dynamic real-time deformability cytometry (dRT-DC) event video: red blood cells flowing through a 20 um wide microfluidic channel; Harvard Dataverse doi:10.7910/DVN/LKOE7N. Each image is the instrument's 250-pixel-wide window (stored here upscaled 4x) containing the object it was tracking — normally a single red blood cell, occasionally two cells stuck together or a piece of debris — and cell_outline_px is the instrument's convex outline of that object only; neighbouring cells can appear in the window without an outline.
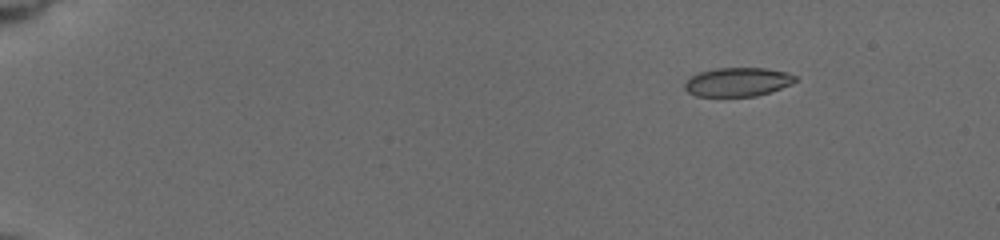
{"species": "common noctule bat (a hibernating species)", "species_latin": "Nyctalus noctula", "temperature_condition": "cold", "stored_images_in_passage": 50, "camera_frame_rate_fps": 3000, "um_per_image_px": 0.085, "animal": {"sex": "female", "body_mass_g": 19.5, "forearm_length_mm": 54.1}, "frame": {"image": 1, "passage_image": 1, "time_ms": 0.0, "image_size_px": [1000, 240], "cell_outline_px": [[796, 80], [792, 84], [756, 96], [696, 96], [688, 92], [684, 88], [684, 84], [692, 76], [700, 72], [716, 68], [764, 68], [788, 72], [796, 76]], "centroid_in_image_um": [62.71, 6.96], "position_along_channel_um": 22.3, "area_um2": 18.44}}
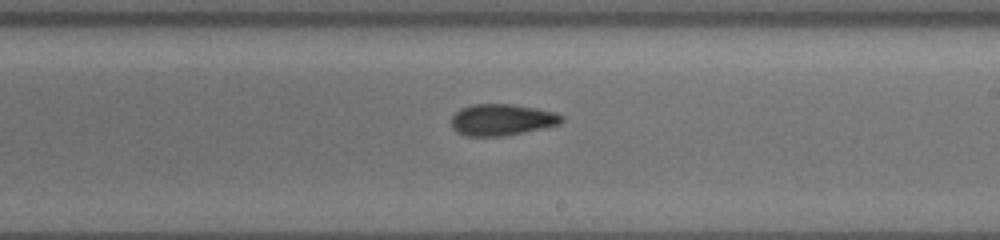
{"frame": {"image": 2, "passage_image": 29, "time_ms": 9.333, "image_size_px": [1000, 240], "cell_outline_px": [[564, 120], [560, 124], [544, 128], [504, 136], [464, 136], [456, 132], [452, 128], [452, 116], [460, 108], [472, 104], [508, 104], [536, 108], [556, 112], [564, 116]], "centroid_in_image_um": [42.66, 10.18], "position_along_channel_um": 246.3, "area_um2": 20.4}}
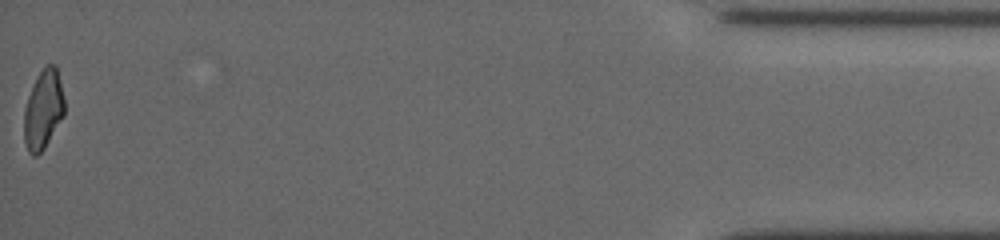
{"frame": {"image": 3, "passage_image": 50, "time_ms": 16.333, "image_size_px": [1000, 240], "cell_outline_px": [[64, 116], [44, 148], [36, 156], [32, 156], [28, 152], [24, 140], [24, 108], [28, 96], [40, 72], [48, 64], [56, 64], [64, 100]], "centroid_in_image_um": [3.68, 9.35], "position_along_channel_um": 431.5, "area_um2": 18.44}, "authors_computed_cell_mechanics": {"area_um2": 19.7676, "velocity_mm_per_s": 3.7657, "shape_relaxation_time_tau1_ms": 4.5538, "shape_relaxation_time_tau2_ms": 2.6342, "deformation_change_tau1": 0.1471, "deformation_change_tau2": 0.0989}}